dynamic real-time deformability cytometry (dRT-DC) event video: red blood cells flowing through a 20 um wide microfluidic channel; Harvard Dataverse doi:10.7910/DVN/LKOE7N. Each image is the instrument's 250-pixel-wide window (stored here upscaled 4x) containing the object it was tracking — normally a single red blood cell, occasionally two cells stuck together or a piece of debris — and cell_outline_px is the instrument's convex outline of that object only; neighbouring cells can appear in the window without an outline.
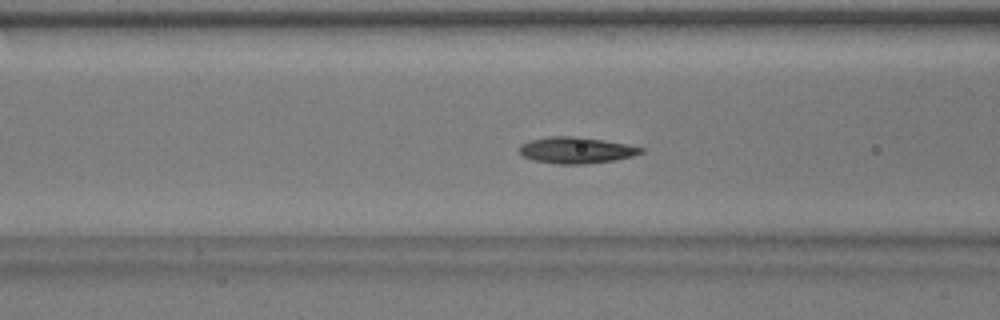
{"species": "common noctule bat (a hibernating species)", "species_latin": "Nyctalus noctula", "temperature_condition": "warm", "stored_images_in_passage": 38, "segment_of_instrument_passage": [1, 2], "camera_frame_rate_fps": 3000, "um_per_image_px": 0.085, "animal": {"sex": "male", "body_mass_g": 17.9}, "frame": {"image": 1, "passage_image": 5, "time_ms": 1.333, "image_size_px": [1000, 320], "cell_outline_px": [[644, 152], [632, 156], [612, 160], [584, 164], [556, 164], [532, 160], [524, 156], [520, 152], [520, 144], [528, 140], [552, 136], [576, 136], [624, 144], [644, 148]], "centroid_in_image_um": [48.93, 12.77], "position_along_channel_um": 117.7, "area_um2": 18.44}}
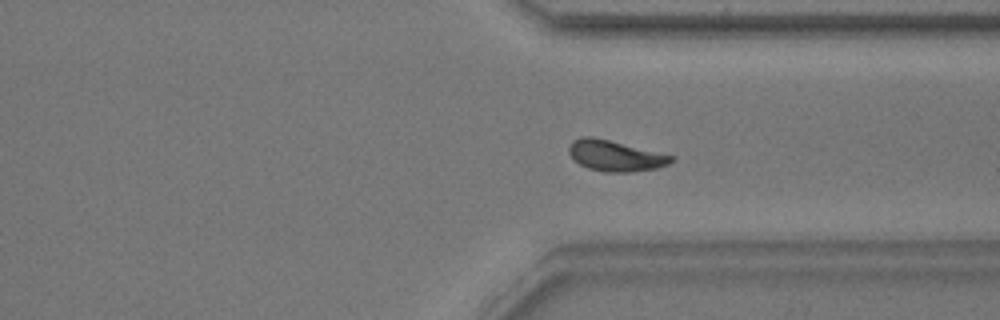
{"frame": {"image": 2, "passage_image": 24, "time_ms": 7.667, "image_size_px": [1000, 320], "cell_outline_px": [[672, 160], [668, 164], [656, 168], [632, 172], [604, 172], [588, 168], [580, 164], [568, 152], [568, 148], [572, 140], [580, 136], [592, 136], [672, 156]], "centroid_in_image_um": [52.23, 13.24], "position_along_channel_um": 359.2, "area_um2": 17.98}}
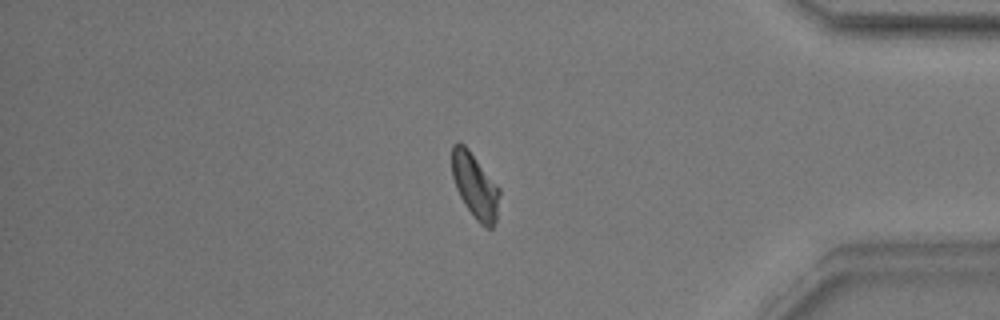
{"frame": {"image": 3, "passage_image": 29, "time_ms": 9.333, "image_size_px": [1000, 320], "cell_outline_px": [[500, 196], [496, 220], [492, 228], [488, 228], [480, 224], [476, 220], [464, 204], [456, 188], [452, 176], [452, 144], [456, 140], [464, 144], [468, 148], [500, 188]], "centroid_in_image_um": [40.37, 15.78], "position_along_channel_um": 394.8, "area_um2": 18.15}}